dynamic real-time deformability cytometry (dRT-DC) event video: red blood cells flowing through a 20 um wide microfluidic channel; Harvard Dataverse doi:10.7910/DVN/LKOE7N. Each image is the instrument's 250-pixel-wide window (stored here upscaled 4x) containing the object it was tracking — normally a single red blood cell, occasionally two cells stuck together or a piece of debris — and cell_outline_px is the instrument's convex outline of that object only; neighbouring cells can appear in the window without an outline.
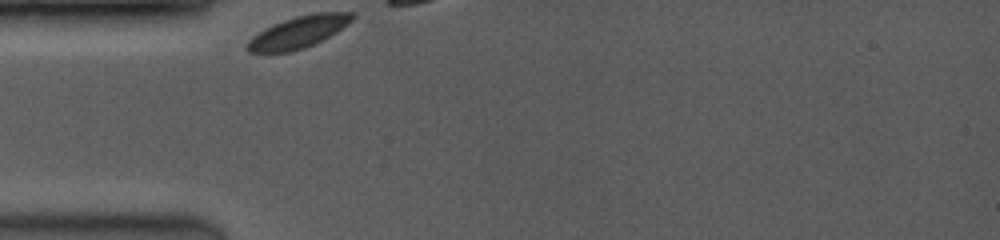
{"species": "common noctule bat (a hibernating species)", "species_latin": "Nyctalus noctula", "temperature_condition": "room temperature", "stored_images_in_passage": 3, "camera_frame_rate_fps": 3500, "um_per_image_px": 0.085, "animal": {"sex": "female", "body_mass_g": 19.0, "forearm_length_mm": 53.3}, "frame": {"image": 1, "passage_image": 1, "time_ms": 0.0, "image_size_px": [1000, 240], "cell_outline_px": [[356, 16], [348, 24], [336, 32], [304, 48], [292, 52], [248, 52], [244, 48], [248, 40], [252, 36], [264, 28], [272, 24], [296, 16], [316, 12], [356, 12]], "centroid_in_image_um": [25.35, 2.72], "position_along_channel_um": 59.7, "area_um2": 19.54}}